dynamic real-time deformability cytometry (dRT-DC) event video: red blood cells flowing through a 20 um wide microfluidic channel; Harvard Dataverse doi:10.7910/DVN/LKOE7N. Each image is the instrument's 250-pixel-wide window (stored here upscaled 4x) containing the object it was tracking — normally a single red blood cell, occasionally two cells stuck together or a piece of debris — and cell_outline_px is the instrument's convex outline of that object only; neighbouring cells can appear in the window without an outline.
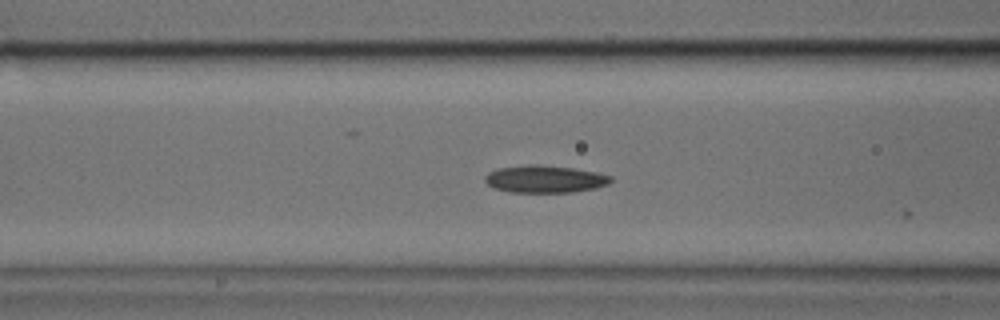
{"species": "common noctule bat (a hibernating species)", "species_latin": "Nyctalus noctula", "temperature_condition": "cold", "stored_images_in_passage": 4, "camera_frame_rate_fps": 3000, "um_per_image_px": 0.085, "animal": {"sex": "male", "body_mass_g": 17.9, "forearm_length_mm": 54.2}, "frame": {"image": 1, "passage_image": 3, "time_ms": 0.667, "image_size_px": [1000, 320], "cell_outline_px": [[612, 180], [608, 184], [596, 188], [572, 192], [508, 192], [496, 188], [488, 184], [484, 180], [484, 176], [488, 172], [496, 168], [528, 164], [540, 164], [572, 168], [596, 172], [612, 176]], "centroid_in_image_um": [46.29, 15.21], "position_along_channel_um": 120.3, "area_um2": 20.17}}